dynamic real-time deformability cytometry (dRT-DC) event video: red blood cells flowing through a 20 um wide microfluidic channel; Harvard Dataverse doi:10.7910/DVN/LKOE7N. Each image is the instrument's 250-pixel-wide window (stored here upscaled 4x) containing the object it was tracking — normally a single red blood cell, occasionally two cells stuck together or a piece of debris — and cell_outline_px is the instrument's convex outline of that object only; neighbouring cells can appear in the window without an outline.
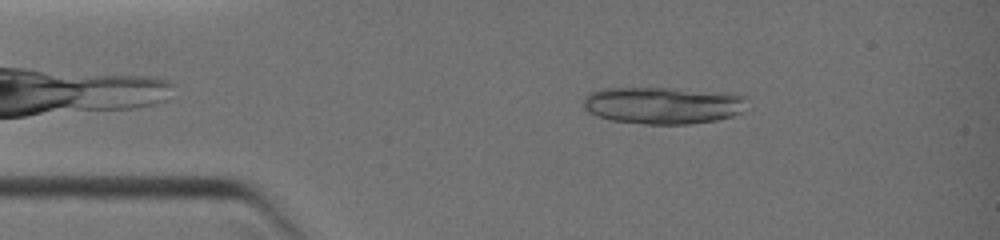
{"species": "common noctule bat (a hibernating species)", "species_latin": "Nyctalus noctula", "temperature_condition": "warm", "stored_images_in_passage": 8, "camera_frame_rate_fps": 3000, "um_per_image_px": 0.085, "animal": {"sex": "female", "body_mass_g": 19.0, "forearm_length_mm": 51.5}, "frame": {"image": 1, "passage_image": 3, "time_ms": 1.0, "image_size_px": [1000, 240], "cell_outline_px": [[748, 96], [744, 112], [732, 116], [716, 120], [688, 124], [644, 124], [612, 120], [596, 116], [588, 112], [580, 104], [584, 96], [600, 88], [672, 88], [736, 92]], "centroid_in_image_um": [56.4, 8.93], "position_along_channel_um": 28.6, "area_um2": 36.24}}